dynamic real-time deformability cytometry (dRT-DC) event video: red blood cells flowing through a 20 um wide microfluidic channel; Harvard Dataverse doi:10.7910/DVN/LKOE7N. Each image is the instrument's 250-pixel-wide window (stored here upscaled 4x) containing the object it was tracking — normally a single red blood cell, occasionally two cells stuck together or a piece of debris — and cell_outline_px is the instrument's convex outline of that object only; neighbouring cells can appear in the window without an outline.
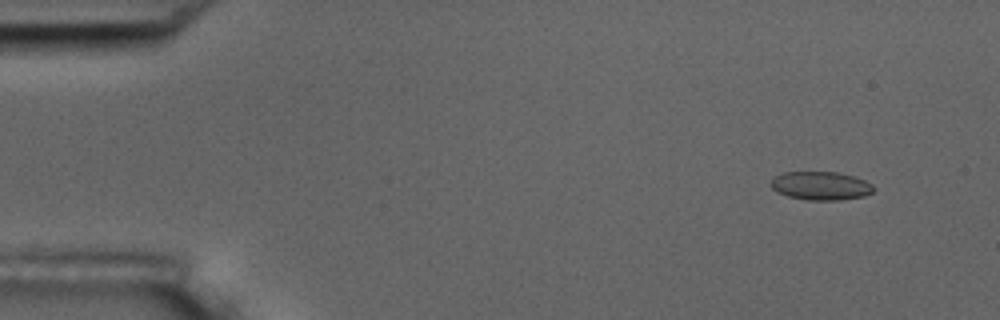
{"species": "common noctule bat (a hibernating species)", "species_latin": "Nyctalus noctula", "temperature_condition": "room temperature", "stored_images_in_passage": 54, "camera_frame_rate_fps": 3000, "um_per_image_px": 0.085, "animal": {"sex": "male", "body_mass_g": 17.5, "forearm_length_mm": 52.3}, "frame": {"image": 1, "passage_image": 3, "time_ms": 0.667, "image_size_px": [1000, 320], "cell_outline_px": [[876, 188], [872, 192], [864, 196], [840, 200], [808, 200], [788, 196], [776, 192], [772, 188], [772, 180], [776, 176], [784, 172], [836, 172], [856, 176], [872, 184]], "centroid_in_image_um": [69.8, 15.79], "position_along_channel_um": 15.2, "area_um2": 17.05}}
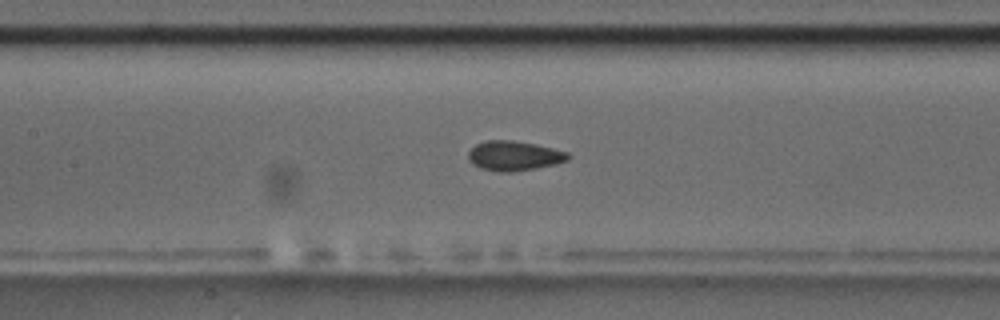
{"frame": {"image": 2, "passage_image": 24, "time_ms": 7.667, "image_size_px": [1000, 320], "cell_outline_px": [[572, 156], [568, 160], [556, 164], [536, 168], [512, 172], [500, 172], [480, 168], [472, 164], [468, 160], [468, 152], [476, 144], [484, 140], [512, 140], [536, 144], [568, 152]], "centroid_in_image_um": [43.7, 13.24], "position_along_channel_um": 163.7, "area_um2": 17.46}}
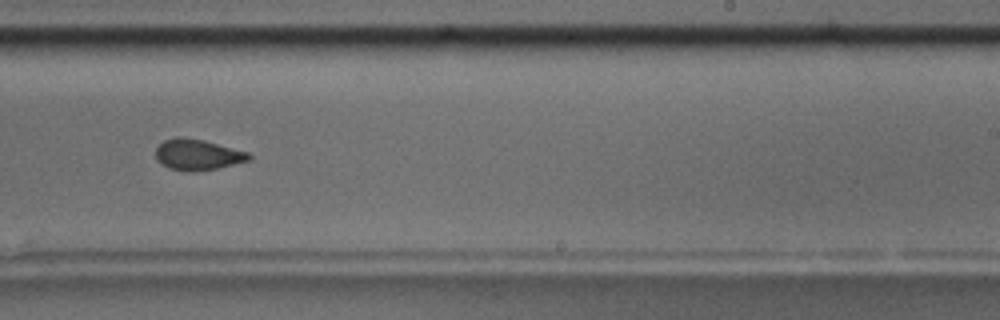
{"frame": {"image": 3, "passage_image": 33, "time_ms": 10.667, "image_size_px": [1000, 320], "cell_outline_px": [[252, 156], [248, 160], [216, 168], [196, 172], [188, 172], [168, 168], [156, 160], [156, 148], [164, 140], [176, 136], [184, 136], [204, 140], [248, 152]], "centroid_in_image_um": [16.75, 13.14], "position_along_channel_um": 272.3, "area_um2": 16.82}, "authors_computed_cell_mechanics": {"area_um2": 17.0221, "velocity_mm_per_s": 3.6365, "shape_relaxation_time_tau1_ms": 6.5366, "shape_relaxation_time_tau2_ms": 1.2376, "deformation_change_tau1": 0.1082, "deformation_change_tau2": 0.0476}}